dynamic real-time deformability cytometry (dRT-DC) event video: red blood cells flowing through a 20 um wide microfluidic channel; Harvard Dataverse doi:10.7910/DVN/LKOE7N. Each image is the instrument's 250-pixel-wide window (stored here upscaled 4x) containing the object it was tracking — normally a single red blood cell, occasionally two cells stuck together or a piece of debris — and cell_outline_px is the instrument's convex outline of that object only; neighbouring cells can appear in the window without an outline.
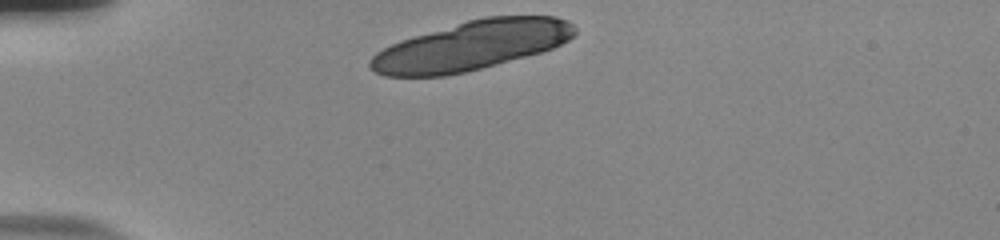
{"species": "human", "species_latin": "Homo sapiens", "temperature_condition": "room temperature", "stored_images_in_passage": 9, "camera_frame_rate_fps": 3000, "um_per_image_px": 0.085, "donor": {"sex": "male"}, "frame": {"image": 1, "passage_image": 1, "time_ms": 0.0, "image_size_px": [1000, 240], "cell_outline_px": [[576, 32], [568, 40], [552, 48], [540, 52], [496, 64], [464, 72], [444, 76], [384, 76], [368, 68], [368, 60], [376, 52], [400, 40], [468, 20], [484, 16], [556, 16], [568, 20], [576, 28]], "centroid_in_image_um": [40.05, 3.87], "position_along_channel_um": 44.9, "area_um2": 58.32}}